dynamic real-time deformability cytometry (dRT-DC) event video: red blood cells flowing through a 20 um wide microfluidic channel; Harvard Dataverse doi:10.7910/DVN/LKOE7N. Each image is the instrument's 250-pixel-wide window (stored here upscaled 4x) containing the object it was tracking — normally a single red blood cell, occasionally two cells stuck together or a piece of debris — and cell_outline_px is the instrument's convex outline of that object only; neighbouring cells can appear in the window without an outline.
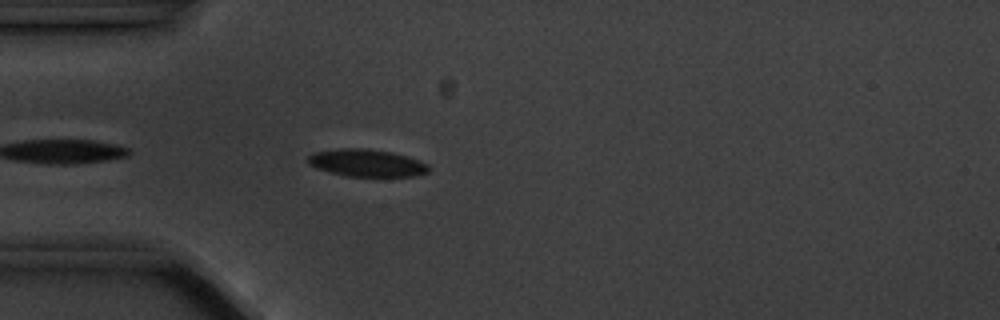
{"species": "common noctule bat (a hibernating species)", "species_latin": "Nyctalus noctula", "temperature_condition": "cold", "stored_images_in_passage": 3, "camera_frame_rate_fps": 3000, "um_per_image_px": 0.085, "animal": {"sex": "male", "body_mass_g": 20.1, "forearm_length_mm": 53.5}, "frame": {"image": 1, "passage_image": 3, "time_ms": 2.333, "image_size_px": [1000, 320], "cell_outline_px": [[428, 172], [412, 176], [344, 176], [316, 168], [308, 164], [308, 156], [312, 152], [340, 148], [368, 148], [392, 152], [408, 156], [428, 164]], "centroid_in_image_um": [31.13, 13.84], "position_along_channel_um": 53.9, "area_um2": 19.31}}